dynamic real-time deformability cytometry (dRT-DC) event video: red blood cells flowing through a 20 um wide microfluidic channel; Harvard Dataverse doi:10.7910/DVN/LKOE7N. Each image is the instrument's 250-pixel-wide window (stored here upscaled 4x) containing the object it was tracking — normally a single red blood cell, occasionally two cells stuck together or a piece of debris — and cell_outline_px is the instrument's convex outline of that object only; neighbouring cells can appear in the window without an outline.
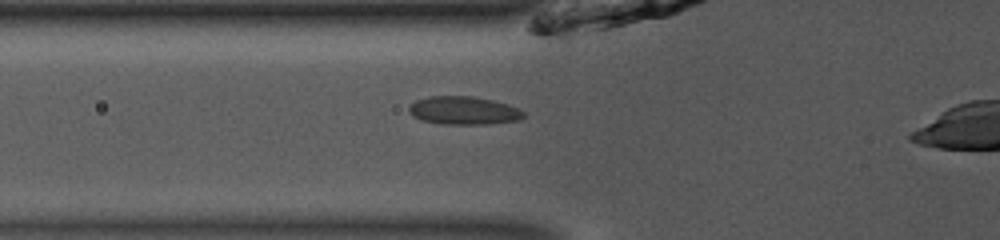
{"species": "common noctule bat (a hibernating species)", "species_latin": "Nyctalus noctula", "temperature_condition": "room temperature", "stored_images_in_passage": 40, "camera_frame_rate_fps": 3000, "um_per_image_px": 0.085, "animal": {"sex": "male", "body_mass_g": 13.0, "forearm_length_mm": 53.1}, "frame": {"image": 1, "passage_image": 12, "time_ms": 3.667, "image_size_px": [1000, 240], "cell_outline_px": [[524, 116], [520, 120], [484, 124], [444, 124], [420, 120], [412, 116], [408, 112], [408, 108], [416, 100], [428, 96], [472, 96], [492, 100], [508, 104], [520, 108], [524, 112]], "centroid_in_image_um": [39.4, 9.39], "position_along_channel_um": 86.4, "area_um2": 18.9}}
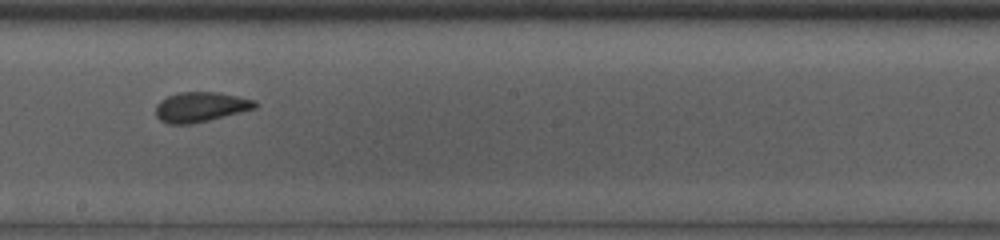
{"frame": {"image": 2, "passage_image": 23, "time_ms": 7.333, "image_size_px": [1000, 240], "cell_outline_px": [[260, 104], [256, 108], [192, 124], [168, 124], [160, 120], [156, 116], [156, 104], [160, 100], [168, 96], [180, 92], [216, 92], [256, 100]], "centroid_in_image_um": [17.04, 9.09], "position_along_channel_um": 231.2, "area_um2": 17.28}}
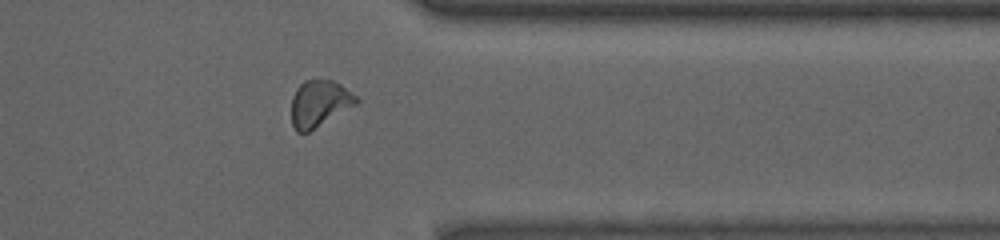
{"frame": {"image": 3, "passage_image": 35, "time_ms": 11.333, "image_size_px": [1000, 240], "cell_outline_px": [[360, 100], [356, 104], [308, 132], [296, 132], [292, 124], [292, 96], [296, 88], [304, 80], [332, 80], [340, 84], [356, 96]], "centroid_in_image_um": [27.12, 8.79], "position_along_channel_um": 384.3, "area_um2": 17.34}}